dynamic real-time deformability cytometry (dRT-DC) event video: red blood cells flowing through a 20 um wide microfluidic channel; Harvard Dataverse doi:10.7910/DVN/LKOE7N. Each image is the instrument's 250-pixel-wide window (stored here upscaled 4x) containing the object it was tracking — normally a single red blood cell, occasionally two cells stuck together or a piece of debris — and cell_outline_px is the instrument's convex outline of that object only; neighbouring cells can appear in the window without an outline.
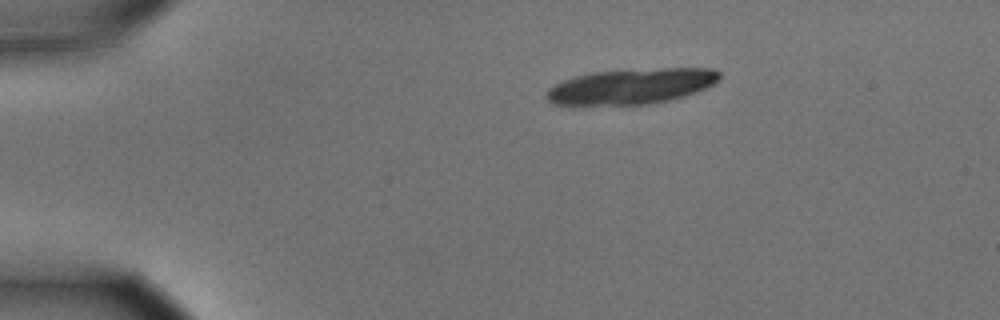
{"species": "common noctule bat (a hibernating species)", "species_latin": "Nyctalus noctula", "temperature_condition": "cold", "stored_images_in_passage": 5, "camera_frame_rate_fps": 3000, "um_per_image_px": 0.085, "animal": {"sex": "male", "body_mass_g": 15.6}, "frame": {"image": 1, "passage_image": 1, "time_ms": 0.0, "image_size_px": [1000, 320], "cell_outline_px": [[720, 80], [696, 92], [684, 96], [652, 104], [556, 104], [548, 100], [544, 96], [544, 92], [552, 84], [576, 76], [592, 72], [660, 68], [712, 68], [720, 72]], "centroid_in_image_um": [53.66, 7.32], "position_along_channel_um": 31.3, "area_um2": 35.55}}